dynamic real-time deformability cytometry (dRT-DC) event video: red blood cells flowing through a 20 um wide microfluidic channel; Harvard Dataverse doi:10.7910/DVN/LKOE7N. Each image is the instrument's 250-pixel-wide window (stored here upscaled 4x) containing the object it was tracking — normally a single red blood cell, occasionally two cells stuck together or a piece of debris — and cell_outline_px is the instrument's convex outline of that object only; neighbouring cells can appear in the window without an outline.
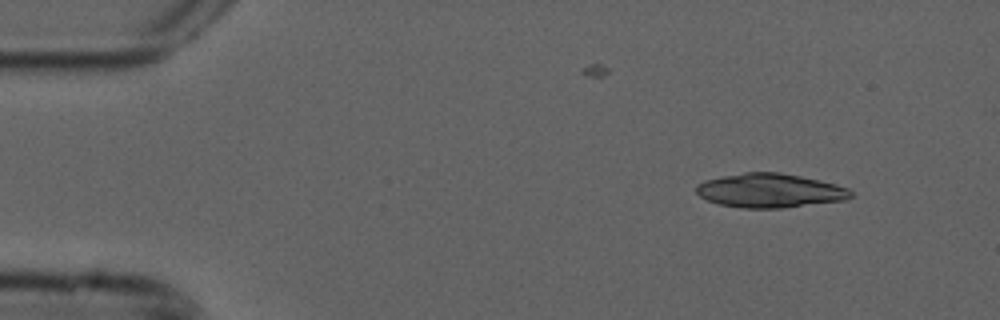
{"species": "common noctule bat (a hibernating species)", "species_latin": "Nyctalus noctula", "temperature_condition": "cold", "stored_images_in_passage": 3, "camera_frame_rate_fps": 3000, "um_per_image_px": 0.085, "animal": {"sex": "male", "forearm_length_mm": 52.5}, "frame": {"image": 1, "passage_image": 1, "time_ms": 0.0, "image_size_px": [1000, 320], "cell_outline_px": [[852, 196], [848, 200], [780, 208], [740, 208], [720, 204], [708, 200], [700, 196], [696, 192], [696, 184], [704, 180], [744, 172], [780, 172], [820, 180], [836, 184], [848, 188], [852, 192]], "centroid_in_image_um": [65.46, 16.2], "position_along_channel_um": 19.5, "area_um2": 30.75}}